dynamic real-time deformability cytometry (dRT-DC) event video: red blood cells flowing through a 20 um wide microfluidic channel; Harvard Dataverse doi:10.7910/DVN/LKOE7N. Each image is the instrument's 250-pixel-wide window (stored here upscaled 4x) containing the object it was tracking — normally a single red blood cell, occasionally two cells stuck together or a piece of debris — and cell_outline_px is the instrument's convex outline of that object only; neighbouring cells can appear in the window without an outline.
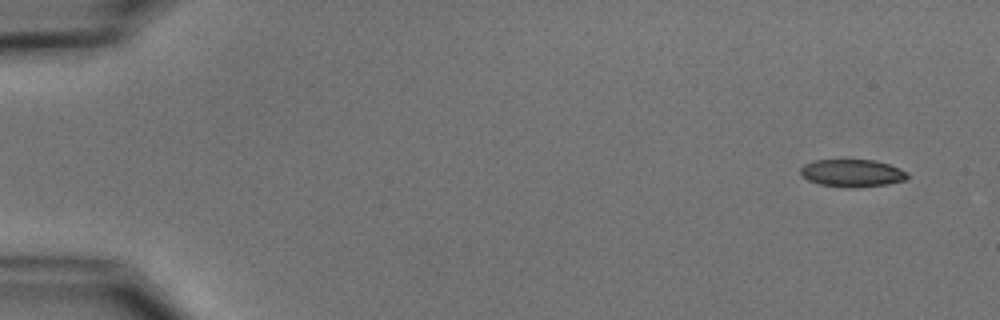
{"species": "common noctule bat (a hibernating species)", "species_latin": "Nyctalus noctula", "temperature_condition": "cold", "stored_images_in_passage": 4, "camera_frame_rate_fps": 3000, "um_per_image_px": 0.085, "animal": {"sex": "male", "body_mass_g": 15.6}, "frame": {"image": 1, "passage_image": 1, "time_ms": 0.0, "image_size_px": [1000, 320], "cell_outline_px": [[908, 176], [904, 180], [888, 184], [856, 188], [848, 188], [820, 184], [808, 180], [800, 176], [800, 168], [804, 164], [816, 160], [876, 160], [900, 168], [908, 172]], "centroid_in_image_um": [72.42, 14.72], "position_along_channel_um": 12.6, "area_um2": 17.28}}